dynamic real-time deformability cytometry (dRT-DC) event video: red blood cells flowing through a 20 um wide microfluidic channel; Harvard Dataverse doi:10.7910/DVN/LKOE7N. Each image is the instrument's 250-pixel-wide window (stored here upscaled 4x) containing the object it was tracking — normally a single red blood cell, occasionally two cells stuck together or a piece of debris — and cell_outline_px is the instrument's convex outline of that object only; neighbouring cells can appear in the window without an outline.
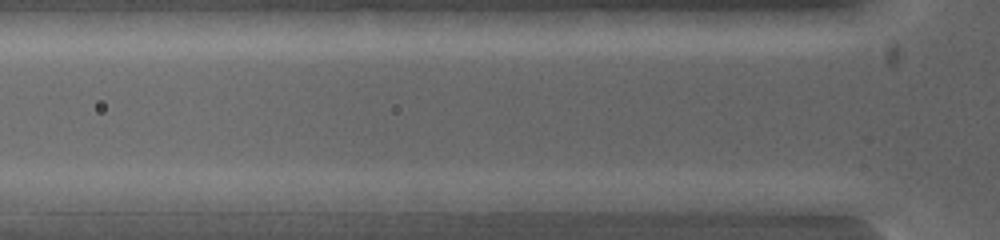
{"species": "common noctule bat (a hibernating species)", "species_latin": "Nyctalus noctula", "temperature_condition": "warm", "stored_images_in_passage": 3, "camera_frame_rate_fps": 5000, "um_per_image_px": 0.085, "animal": {"sex": "female", "body_mass_g": 19.0, "forearm_length_mm": 53.3}, "frame": {"image": 1, "passage_image": 2, "time_ms": 0.2, "image_size_px": [1000, 240], "cell_outline_px": [[612, 200], [600, 212], [496, 212], [496, 200], [576, 192], [600, 192]], "centroid_in_image_um": [47.25, 17.27], "position_along_channel_um": 78.5, "area_um2": 13.58}}